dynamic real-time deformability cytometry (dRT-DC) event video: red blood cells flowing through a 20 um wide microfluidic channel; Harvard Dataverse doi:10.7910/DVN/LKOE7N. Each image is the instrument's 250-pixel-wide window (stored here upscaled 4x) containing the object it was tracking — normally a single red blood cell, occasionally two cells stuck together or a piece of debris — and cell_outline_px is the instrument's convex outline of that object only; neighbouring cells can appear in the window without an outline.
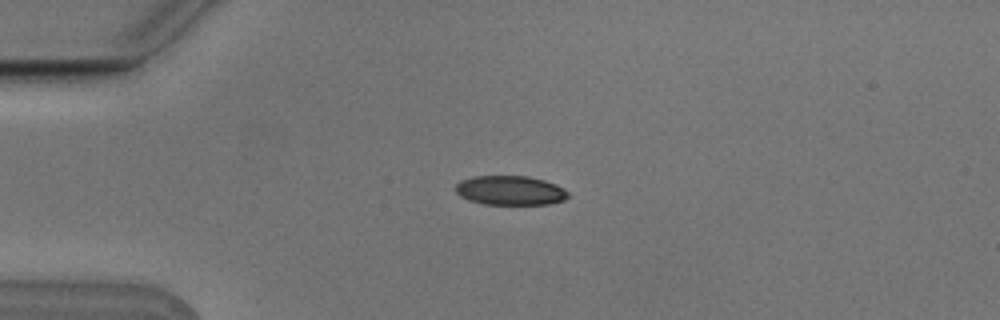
{"species": "Egyptian fruit bat (a non-hibernating species)", "species_latin": "Rousettus aegyptiacus", "temperature_condition": "cold", "stored_images_in_passage": 6, "camera_frame_rate_fps": 3000, "um_per_image_px": 0.085, "animal": {"sex": "male"}, "frame": {"image": 1, "passage_image": 3, "time_ms": 0.667, "image_size_px": [1000, 320], "cell_outline_px": [[568, 196], [564, 200], [548, 204], [484, 204], [468, 200], [460, 196], [456, 192], [456, 184], [460, 180], [472, 176], [528, 176], [544, 180], [556, 184], [564, 188], [568, 192]], "centroid_in_image_um": [43.36, 16.18], "position_along_channel_um": 41.6, "area_um2": 19.31}}
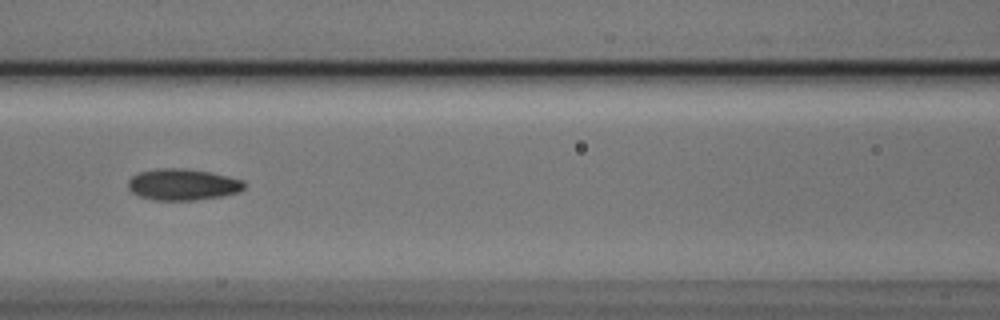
{"frame": {"image": 2, "passage_image": 6, "time_ms": 1.667, "image_size_px": [1000, 320], "cell_outline_px": [[244, 188], [240, 192], [220, 196], [196, 200], [156, 200], [140, 196], [132, 192], [128, 188], [128, 180], [132, 176], [140, 172], [160, 168], [184, 168], [212, 172], [244, 180]], "centroid_in_image_um": [15.55, 15.68], "position_along_channel_um": 151.1, "area_um2": 21.27}}